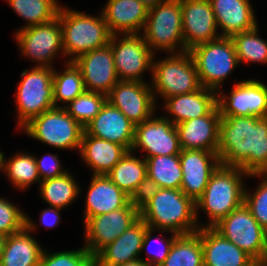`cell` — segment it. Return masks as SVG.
Here are the masks:
<instances>
[{
  "label": "cell",
  "instance_id": "obj_1",
  "mask_svg": "<svg viewBox=\"0 0 267 266\" xmlns=\"http://www.w3.org/2000/svg\"><path fill=\"white\" fill-rule=\"evenodd\" d=\"M217 154L220 165L267 173V117H221Z\"/></svg>",
  "mask_w": 267,
  "mask_h": 266
},
{
  "label": "cell",
  "instance_id": "obj_2",
  "mask_svg": "<svg viewBox=\"0 0 267 266\" xmlns=\"http://www.w3.org/2000/svg\"><path fill=\"white\" fill-rule=\"evenodd\" d=\"M249 174L239 167H219L210 176L203 195L195 202L196 221L199 228L213 227L233 210L244 204V178ZM202 210L208 217V223L199 222V211Z\"/></svg>",
  "mask_w": 267,
  "mask_h": 266
},
{
  "label": "cell",
  "instance_id": "obj_3",
  "mask_svg": "<svg viewBox=\"0 0 267 266\" xmlns=\"http://www.w3.org/2000/svg\"><path fill=\"white\" fill-rule=\"evenodd\" d=\"M140 218L155 231L185 235L199 230L195 202L181 189L160 188L140 210Z\"/></svg>",
  "mask_w": 267,
  "mask_h": 266
},
{
  "label": "cell",
  "instance_id": "obj_4",
  "mask_svg": "<svg viewBox=\"0 0 267 266\" xmlns=\"http://www.w3.org/2000/svg\"><path fill=\"white\" fill-rule=\"evenodd\" d=\"M62 6L57 17L62 28L64 57H69L68 61L109 44L111 33L101 11L100 16H93Z\"/></svg>",
  "mask_w": 267,
  "mask_h": 266
},
{
  "label": "cell",
  "instance_id": "obj_5",
  "mask_svg": "<svg viewBox=\"0 0 267 266\" xmlns=\"http://www.w3.org/2000/svg\"><path fill=\"white\" fill-rule=\"evenodd\" d=\"M152 60L151 88L154 98H170L202 88L196 65L189 51L169 53ZM159 95V96H158Z\"/></svg>",
  "mask_w": 267,
  "mask_h": 266
},
{
  "label": "cell",
  "instance_id": "obj_6",
  "mask_svg": "<svg viewBox=\"0 0 267 266\" xmlns=\"http://www.w3.org/2000/svg\"><path fill=\"white\" fill-rule=\"evenodd\" d=\"M141 35L154 54L155 51L168 54L183 52L180 0H168L150 8Z\"/></svg>",
  "mask_w": 267,
  "mask_h": 266
},
{
  "label": "cell",
  "instance_id": "obj_7",
  "mask_svg": "<svg viewBox=\"0 0 267 266\" xmlns=\"http://www.w3.org/2000/svg\"><path fill=\"white\" fill-rule=\"evenodd\" d=\"M20 75L15 102L17 127L21 131L33 118L54 108L53 68L34 66Z\"/></svg>",
  "mask_w": 267,
  "mask_h": 266
},
{
  "label": "cell",
  "instance_id": "obj_8",
  "mask_svg": "<svg viewBox=\"0 0 267 266\" xmlns=\"http://www.w3.org/2000/svg\"><path fill=\"white\" fill-rule=\"evenodd\" d=\"M196 65L200 84L218 92L224 80L239 65L235 47L230 37L220 38L199 44L189 50Z\"/></svg>",
  "mask_w": 267,
  "mask_h": 266
},
{
  "label": "cell",
  "instance_id": "obj_9",
  "mask_svg": "<svg viewBox=\"0 0 267 266\" xmlns=\"http://www.w3.org/2000/svg\"><path fill=\"white\" fill-rule=\"evenodd\" d=\"M21 130L28 137L55 149L78 152L84 132V128L63 107L43 112Z\"/></svg>",
  "mask_w": 267,
  "mask_h": 266
},
{
  "label": "cell",
  "instance_id": "obj_10",
  "mask_svg": "<svg viewBox=\"0 0 267 266\" xmlns=\"http://www.w3.org/2000/svg\"><path fill=\"white\" fill-rule=\"evenodd\" d=\"M213 228L249 255L257 264L267 253V231L243 204L221 219Z\"/></svg>",
  "mask_w": 267,
  "mask_h": 266
},
{
  "label": "cell",
  "instance_id": "obj_11",
  "mask_svg": "<svg viewBox=\"0 0 267 266\" xmlns=\"http://www.w3.org/2000/svg\"><path fill=\"white\" fill-rule=\"evenodd\" d=\"M21 55L32 60L35 67H52L55 58L62 54V28L59 18L18 30L14 34ZM37 64V65H36Z\"/></svg>",
  "mask_w": 267,
  "mask_h": 266
},
{
  "label": "cell",
  "instance_id": "obj_12",
  "mask_svg": "<svg viewBox=\"0 0 267 266\" xmlns=\"http://www.w3.org/2000/svg\"><path fill=\"white\" fill-rule=\"evenodd\" d=\"M109 44L119 81L146 82L144 72H152L154 54L141 34L111 35Z\"/></svg>",
  "mask_w": 267,
  "mask_h": 266
},
{
  "label": "cell",
  "instance_id": "obj_13",
  "mask_svg": "<svg viewBox=\"0 0 267 266\" xmlns=\"http://www.w3.org/2000/svg\"><path fill=\"white\" fill-rule=\"evenodd\" d=\"M233 85L228 96L222 89L217 92L221 117H267V85L263 81L246 79Z\"/></svg>",
  "mask_w": 267,
  "mask_h": 266
},
{
  "label": "cell",
  "instance_id": "obj_14",
  "mask_svg": "<svg viewBox=\"0 0 267 266\" xmlns=\"http://www.w3.org/2000/svg\"><path fill=\"white\" fill-rule=\"evenodd\" d=\"M140 218L134 206L123 207L105 214L90 217L84 223V247L94 257L112 243Z\"/></svg>",
  "mask_w": 267,
  "mask_h": 266
},
{
  "label": "cell",
  "instance_id": "obj_15",
  "mask_svg": "<svg viewBox=\"0 0 267 266\" xmlns=\"http://www.w3.org/2000/svg\"><path fill=\"white\" fill-rule=\"evenodd\" d=\"M146 152L142 158L180 154L181 147L176 126L164 116H155L135 125L131 151Z\"/></svg>",
  "mask_w": 267,
  "mask_h": 266
},
{
  "label": "cell",
  "instance_id": "obj_16",
  "mask_svg": "<svg viewBox=\"0 0 267 266\" xmlns=\"http://www.w3.org/2000/svg\"><path fill=\"white\" fill-rule=\"evenodd\" d=\"M107 101L135 125L151 118L158 106L151 84L139 81H119L107 94Z\"/></svg>",
  "mask_w": 267,
  "mask_h": 266
},
{
  "label": "cell",
  "instance_id": "obj_17",
  "mask_svg": "<svg viewBox=\"0 0 267 266\" xmlns=\"http://www.w3.org/2000/svg\"><path fill=\"white\" fill-rule=\"evenodd\" d=\"M180 3L184 51L221 37L209 0H180Z\"/></svg>",
  "mask_w": 267,
  "mask_h": 266
},
{
  "label": "cell",
  "instance_id": "obj_18",
  "mask_svg": "<svg viewBox=\"0 0 267 266\" xmlns=\"http://www.w3.org/2000/svg\"><path fill=\"white\" fill-rule=\"evenodd\" d=\"M73 62L81 71L86 91L107 95L119 82L110 44L84 53Z\"/></svg>",
  "mask_w": 267,
  "mask_h": 266
},
{
  "label": "cell",
  "instance_id": "obj_19",
  "mask_svg": "<svg viewBox=\"0 0 267 266\" xmlns=\"http://www.w3.org/2000/svg\"><path fill=\"white\" fill-rule=\"evenodd\" d=\"M183 173L181 190L196 202L204 193L212 173L219 167L217 152L181 149L179 154Z\"/></svg>",
  "mask_w": 267,
  "mask_h": 266
},
{
  "label": "cell",
  "instance_id": "obj_20",
  "mask_svg": "<svg viewBox=\"0 0 267 266\" xmlns=\"http://www.w3.org/2000/svg\"><path fill=\"white\" fill-rule=\"evenodd\" d=\"M220 110L216 105L207 115L176 124L181 149L217 152L219 147Z\"/></svg>",
  "mask_w": 267,
  "mask_h": 266
},
{
  "label": "cell",
  "instance_id": "obj_21",
  "mask_svg": "<svg viewBox=\"0 0 267 266\" xmlns=\"http://www.w3.org/2000/svg\"><path fill=\"white\" fill-rule=\"evenodd\" d=\"M84 131L88 135L119 144L131 151L135 124L118 108L106 101L100 112L85 126Z\"/></svg>",
  "mask_w": 267,
  "mask_h": 266
},
{
  "label": "cell",
  "instance_id": "obj_22",
  "mask_svg": "<svg viewBox=\"0 0 267 266\" xmlns=\"http://www.w3.org/2000/svg\"><path fill=\"white\" fill-rule=\"evenodd\" d=\"M148 228V225L139 218L94 256V266H117L140 259L143 238Z\"/></svg>",
  "mask_w": 267,
  "mask_h": 266
},
{
  "label": "cell",
  "instance_id": "obj_23",
  "mask_svg": "<svg viewBox=\"0 0 267 266\" xmlns=\"http://www.w3.org/2000/svg\"><path fill=\"white\" fill-rule=\"evenodd\" d=\"M149 8L138 0H108L101 13L111 35L141 34Z\"/></svg>",
  "mask_w": 267,
  "mask_h": 266
},
{
  "label": "cell",
  "instance_id": "obj_24",
  "mask_svg": "<svg viewBox=\"0 0 267 266\" xmlns=\"http://www.w3.org/2000/svg\"><path fill=\"white\" fill-rule=\"evenodd\" d=\"M91 179L85 198L83 224L90 217L131 205L130 197L106 175H92Z\"/></svg>",
  "mask_w": 267,
  "mask_h": 266
},
{
  "label": "cell",
  "instance_id": "obj_25",
  "mask_svg": "<svg viewBox=\"0 0 267 266\" xmlns=\"http://www.w3.org/2000/svg\"><path fill=\"white\" fill-rule=\"evenodd\" d=\"M36 225L26 213V226L7 236L0 266H39L44 249L32 236L38 229Z\"/></svg>",
  "mask_w": 267,
  "mask_h": 266
},
{
  "label": "cell",
  "instance_id": "obj_26",
  "mask_svg": "<svg viewBox=\"0 0 267 266\" xmlns=\"http://www.w3.org/2000/svg\"><path fill=\"white\" fill-rule=\"evenodd\" d=\"M203 266H256L257 263L213 227L201 228Z\"/></svg>",
  "mask_w": 267,
  "mask_h": 266
},
{
  "label": "cell",
  "instance_id": "obj_27",
  "mask_svg": "<svg viewBox=\"0 0 267 266\" xmlns=\"http://www.w3.org/2000/svg\"><path fill=\"white\" fill-rule=\"evenodd\" d=\"M163 115L174 125L207 115L217 105V92L202 87L198 91L166 98Z\"/></svg>",
  "mask_w": 267,
  "mask_h": 266
},
{
  "label": "cell",
  "instance_id": "obj_28",
  "mask_svg": "<svg viewBox=\"0 0 267 266\" xmlns=\"http://www.w3.org/2000/svg\"><path fill=\"white\" fill-rule=\"evenodd\" d=\"M216 17L220 35L231 37L254 29L258 24L250 0H209Z\"/></svg>",
  "mask_w": 267,
  "mask_h": 266
},
{
  "label": "cell",
  "instance_id": "obj_29",
  "mask_svg": "<svg viewBox=\"0 0 267 266\" xmlns=\"http://www.w3.org/2000/svg\"><path fill=\"white\" fill-rule=\"evenodd\" d=\"M129 150L119 144L88 135H82L80 157L93 175H107Z\"/></svg>",
  "mask_w": 267,
  "mask_h": 266
},
{
  "label": "cell",
  "instance_id": "obj_30",
  "mask_svg": "<svg viewBox=\"0 0 267 266\" xmlns=\"http://www.w3.org/2000/svg\"><path fill=\"white\" fill-rule=\"evenodd\" d=\"M106 176L131 197L147 176L146 160L135 156L134 152L128 151Z\"/></svg>",
  "mask_w": 267,
  "mask_h": 266
},
{
  "label": "cell",
  "instance_id": "obj_31",
  "mask_svg": "<svg viewBox=\"0 0 267 266\" xmlns=\"http://www.w3.org/2000/svg\"><path fill=\"white\" fill-rule=\"evenodd\" d=\"M75 179L70 172H66L62 176L41 181L38 187L40 197L48 207L67 208L82 192Z\"/></svg>",
  "mask_w": 267,
  "mask_h": 266
},
{
  "label": "cell",
  "instance_id": "obj_32",
  "mask_svg": "<svg viewBox=\"0 0 267 266\" xmlns=\"http://www.w3.org/2000/svg\"><path fill=\"white\" fill-rule=\"evenodd\" d=\"M64 66L63 72L53 68L54 107H65L85 91L80 69L73 61L68 60Z\"/></svg>",
  "mask_w": 267,
  "mask_h": 266
},
{
  "label": "cell",
  "instance_id": "obj_33",
  "mask_svg": "<svg viewBox=\"0 0 267 266\" xmlns=\"http://www.w3.org/2000/svg\"><path fill=\"white\" fill-rule=\"evenodd\" d=\"M160 266H203L201 228L192 234L179 235Z\"/></svg>",
  "mask_w": 267,
  "mask_h": 266
},
{
  "label": "cell",
  "instance_id": "obj_34",
  "mask_svg": "<svg viewBox=\"0 0 267 266\" xmlns=\"http://www.w3.org/2000/svg\"><path fill=\"white\" fill-rule=\"evenodd\" d=\"M6 2L27 22L16 31L54 20L62 5L57 0H6Z\"/></svg>",
  "mask_w": 267,
  "mask_h": 266
},
{
  "label": "cell",
  "instance_id": "obj_35",
  "mask_svg": "<svg viewBox=\"0 0 267 266\" xmlns=\"http://www.w3.org/2000/svg\"><path fill=\"white\" fill-rule=\"evenodd\" d=\"M4 175L17 190H26L32 184L41 182L34 154L17 152L11 158H4Z\"/></svg>",
  "mask_w": 267,
  "mask_h": 266
},
{
  "label": "cell",
  "instance_id": "obj_36",
  "mask_svg": "<svg viewBox=\"0 0 267 266\" xmlns=\"http://www.w3.org/2000/svg\"><path fill=\"white\" fill-rule=\"evenodd\" d=\"M145 160L147 163V175L152 178L160 188H181L183 173L179 154L147 157Z\"/></svg>",
  "mask_w": 267,
  "mask_h": 266
},
{
  "label": "cell",
  "instance_id": "obj_37",
  "mask_svg": "<svg viewBox=\"0 0 267 266\" xmlns=\"http://www.w3.org/2000/svg\"><path fill=\"white\" fill-rule=\"evenodd\" d=\"M258 25L251 30L236 33L230 38L235 47L239 65L242 63L267 64V41L259 37Z\"/></svg>",
  "mask_w": 267,
  "mask_h": 266
},
{
  "label": "cell",
  "instance_id": "obj_38",
  "mask_svg": "<svg viewBox=\"0 0 267 266\" xmlns=\"http://www.w3.org/2000/svg\"><path fill=\"white\" fill-rule=\"evenodd\" d=\"M106 101L107 95L85 90L63 108L85 128L100 112Z\"/></svg>",
  "mask_w": 267,
  "mask_h": 266
},
{
  "label": "cell",
  "instance_id": "obj_39",
  "mask_svg": "<svg viewBox=\"0 0 267 266\" xmlns=\"http://www.w3.org/2000/svg\"><path fill=\"white\" fill-rule=\"evenodd\" d=\"M249 177H258L260 182L255 188L256 190L253 191V194L245 187L244 204L260 226L267 231V173L250 174Z\"/></svg>",
  "mask_w": 267,
  "mask_h": 266
},
{
  "label": "cell",
  "instance_id": "obj_40",
  "mask_svg": "<svg viewBox=\"0 0 267 266\" xmlns=\"http://www.w3.org/2000/svg\"><path fill=\"white\" fill-rule=\"evenodd\" d=\"M156 232H158L159 237L157 236L156 241L158 240V242H160L159 248H157V250L154 249V251L150 250V245L153 242V233H155L154 229L148 228L145 232L144 238H143V243H142V248H141V253L145 252L147 258H140V260H142L145 264H147L148 266H160L166 259V257L168 256V253L170 252V249L175 241V239L179 236L177 233L168 231V230H156ZM166 233H170L171 237L170 238H165L161 233L165 234ZM164 237V238H163ZM155 241V240H154ZM150 247V248H149Z\"/></svg>",
  "mask_w": 267,
  "mask_h": 266
},
{
  "label": "cell",
  "instance_id": "obj_41",
  "mask_svg": "<svg viewBox=\"0 0 267 266\" xmlns=\"http://www.w3.org/2000/svg\"><path fill=\"white\" fill-rule=\"evenodd\" d=\"M39 266H94V257L84 246L77 250L51 253L44 249Z\"/></svg>",
  "mask_w": 267,
  "mask_h": 266
},
{
  "label": "cell",
  "instance_id": "obj_42",
  "mask_svg": "<svg viewBox=\"0 0 267 266\" xmlns=\"http://www.w3.org/2000/svg\"><path fill=\"white\" fill-rule=\"evenodd\" d=\"M26 226V212L12 201L0 197V233L6 236L22 230Z\"/></svg>",
  "mask_w": 267,
  "mask_h": 266
},
{
  "label": "cell",
  "instance_id": "obj_43",
  "mask_svg": "<svg viewBox=\"0 0 267 266\" xmlns=\"http://www.w3.org/2000/svg\"><path fill=\"white\" fill-rule=\"evenodd\" d=\"M34 158L41 181L62 176L68 172L66 168L62 167V163L56 153H47L40 158L34 154Z\"/></svg>",
  "mask_w": 267,
  "mask_h": 266
},
{
  "label": "cell",
  "instance_id": "obj_44",
  "mask_svg": "<svg viewBox=\"0 0 267 266\" xmlns=\"http://www.w3.org/2000/svg\"><path fill=\"white\" fill-rule=\"evenodd\" d=\"M158 184L148 175L141 181L135 192L130 197V204L139 211L159 191Z\"/></svg>",
  "mask_w": 267,
  "mask_h": 266
},
{
  "label": "cell",
  "instance_id": "obj_45",
  "mask_svg": "<svg viewBox=\"0 0 267 266\" xmlns=\"http://www.w3.org/2000/svg\"><path fill=\"white\" fill-rule=\"evenodd\" d=\"M61 211L62 209L52 206L43 209L39 216V222H40L39 226L43 225L48 229H53L54 227L58 226V224H60L61 221V216H60Z\"/></svg>",
  "mask_w": 267,
  "mask_h": 266
},
{
  "label": "cell",
  "instance_id": "obj_46",
  "mask_svg": "<svg viewBox=\"0 0 267 266\" xmlns=\"http://www.w3.org/2000/svg\"><path fill=\"white\" fill-rule=\"evenodd\" d=\"M142 2L147 8H152L162 2L168 1V0H138Z\"/></svg>",
  "mask_w": 267,
  "mask_h": 266
},
{
  "label": "cell",
  "instance_id": "obj_47",
  "mask_svg": "<svg viewBox=\"0 0 267 266\" xmlns=\"http://www.w3.org/2000/svg\"><path fill=\"white\" fill-rule=\"evenodd\" d=\"M117 266H148V265L145 264L142 260L138 259V260L127 262L125 264H120Z\"/></svg>",
  "mask_w": 267,
  "mask_h": 266
},
{
  "label": "cell",
  "instance_id": "obj_48",
  "mask_svg": "<svg viewBox=\"0 0 267 266\" xmlns=\"http://www.w3.org/2000/svg\"><path fill=\"white\" fill-rule=\"evenodd\" d=\"M6 239H7V236L0 233V261L3 255Z\"/></svg>",
  "mask_w": 267,
  "mask_h": 266
},
{
  "label": "cell",
  "instance_id": "obj_49",
  "mask_svg": "<svg viewBox=\"0 0 267 266\" xmlns=\"http://www.w3.org/2000/svg\"><path fill=\"white\" fill-rule=\"evenodd\" d=\"M4 156V152L0 150V172H2V174L4 173Z\"/></svg>",
  "mask_w": 267,
  "mask_h": 266
},
{
  "label": "cell",
  "instance_id": "obj_50",
  "mask_svg": "<svg viewBox=\"0 0 267 266\" xmlns=\"http://www.w3.org/2000/svg\"><path fill=\"white\" fill-rule=\"evenodd\" d=\"M257 266H267V260L264 259L262 262H259Z\"/></svg>",
  "mask_w": 267,
  "mask_h": 266
}]
</instances>
